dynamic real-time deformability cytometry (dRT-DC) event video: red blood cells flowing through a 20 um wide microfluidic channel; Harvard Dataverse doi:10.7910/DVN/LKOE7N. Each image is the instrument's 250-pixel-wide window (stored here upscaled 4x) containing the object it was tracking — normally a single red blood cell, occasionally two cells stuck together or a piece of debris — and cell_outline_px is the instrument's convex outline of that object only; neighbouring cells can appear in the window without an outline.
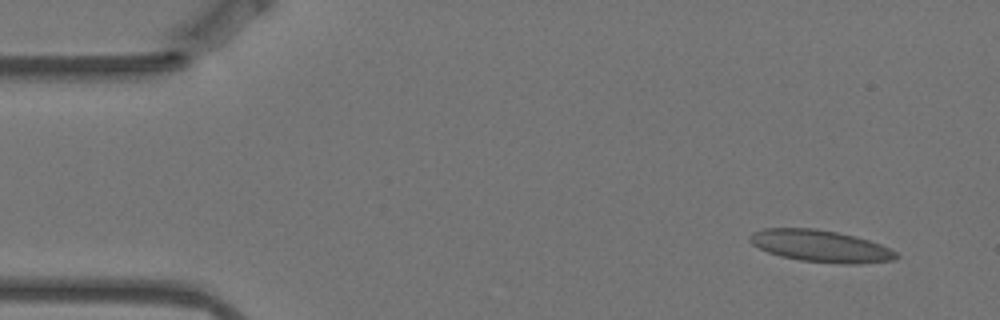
{"species": "Egyptian fruit bat (a non-hibernating species)", "species_latin": "Rousettus aegyptiacus", "temperature_condition": "warm", "stored_images_in_passage": 4, "camera_frame_rate_fps": 3000, "um_per_image_px": 0.085, "animal": {"sex": "female"}, "frame": {"image": 1, "passage_image": 1, "time_ms": 0.0, "image_size_px": [1000, 320], "cell_outline_px": [[900, 256], [896, 260], [860, 264], [844, 264], [800, 260], [780, 256], [768, 252], [752, 244], [748, 240], [748, 236], [752, 232], [764, 228], [816, 228], [856, 236], [880, 244], [896, 252]], "centroid_in_image_um": [69.75, 20.91], "position_along_channel_um": 15.3, "area_um2": 27.34}}
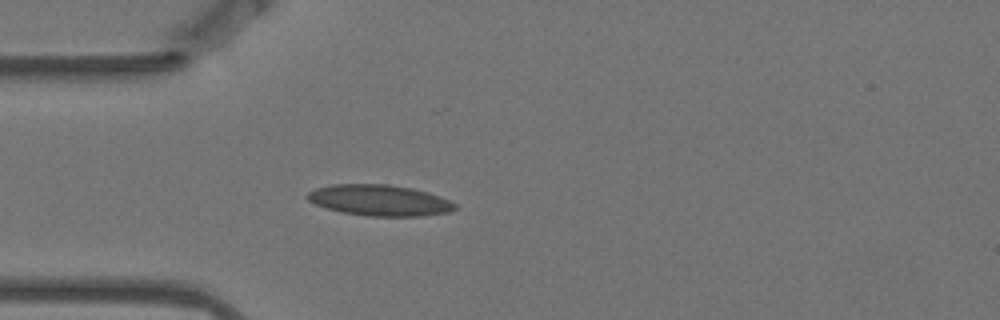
{"frame": {"image": 2, "passage_image": 4, "time_ms": 1.0, "image_size_px": [1000, 320], "cell_outline_px": [[456, 208], [448, 212], [424, 216], [368, 216], [340, 212], [316, 204], [308, 200], [308, 192], [316, 188], [332, 184], [388, 184], [412, 188], [440, 196], [456, 204]], "centroid_in_image_um": [32.26, 17.02], "position_along_channel_um": 52.7, "area_um2": 26.53}}